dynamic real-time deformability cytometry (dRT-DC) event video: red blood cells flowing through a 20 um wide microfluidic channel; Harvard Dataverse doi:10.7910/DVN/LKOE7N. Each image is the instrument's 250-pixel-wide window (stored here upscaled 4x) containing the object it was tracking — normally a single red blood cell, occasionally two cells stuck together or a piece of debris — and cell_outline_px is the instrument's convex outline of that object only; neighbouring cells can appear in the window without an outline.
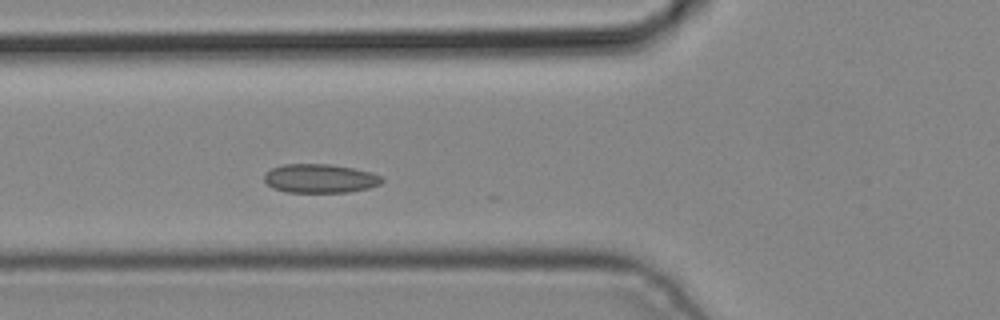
{"species": "common noctule bat (a hibernating species)", "species_latin": "Nyctalus noctula", "temperature_condition": "cold", "stored_images_in_passage": 5, "segment_of_instrument_passage": [1, 2], "camera_frame_rate_fps": 3000, "um_per_image_px": 0.085, "animal": {"sex": "male", "body_mass_g": 19.2, "forearm_length_mm": 51.8}, "frame": {"image": 1, "passage_image": 4, "time_ms": 1.0, "image_size_px": [1000, 320], "cell_outline_px": [[384, 180], [380, 184], [368, 188], [348, 192], [288, 192], [272, 188], [264, 180], [264, 176], [272, 168], [284, 164], [328, 164], [352, 168], [372, 172], [380, 176]], "centroid_in_image_um": [27.21, 15.17], "position_along_channel_um": 98.6, "area_um2": 19.65}}